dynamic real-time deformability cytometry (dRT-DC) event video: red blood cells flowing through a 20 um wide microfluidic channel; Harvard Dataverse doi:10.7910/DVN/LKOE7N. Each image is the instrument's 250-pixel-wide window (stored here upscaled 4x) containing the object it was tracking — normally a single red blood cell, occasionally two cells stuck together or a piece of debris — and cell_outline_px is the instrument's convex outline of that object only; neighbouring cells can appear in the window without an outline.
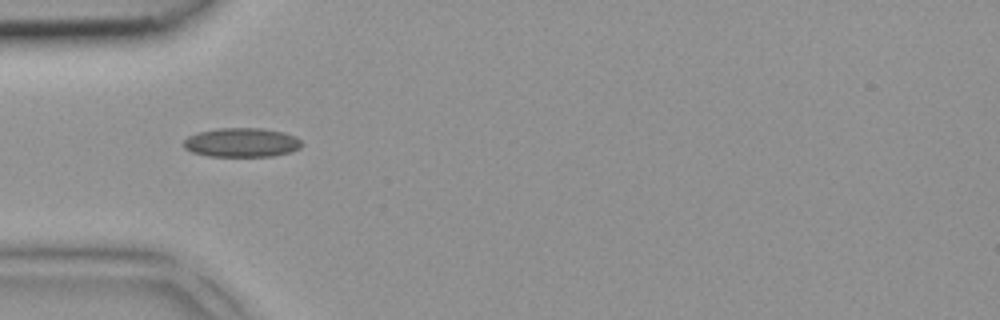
{"species": "common noctule bat (a hibernating species)", "species_latin": "Nyctalus noctula", "temperature_condition": "room temperature", "stored_images_in_passage": 2, "camera_frame_rate_fps": 3000, "um_per_image_px": 0.085, "animal": {"sex": "female", "body_mass_g": 18.4}, "frame": {"image": 1, "passage_image": 1, "time_ms": 0.0, "image_size_px": [1000, 320], "cell_outline_px": [[304, 144], [300, 148], [288, 152], [272, 156], [208, 156], [192, 152], [184, 148], [184, 140], [188, 136], [196, 132], [216, 128], [260, 128], [284, 132], [296, 136]], "centroid_in_image_um": [20.53, 12.1], "position_along_channel_um": 64.5, "area_um2": 20.17}}